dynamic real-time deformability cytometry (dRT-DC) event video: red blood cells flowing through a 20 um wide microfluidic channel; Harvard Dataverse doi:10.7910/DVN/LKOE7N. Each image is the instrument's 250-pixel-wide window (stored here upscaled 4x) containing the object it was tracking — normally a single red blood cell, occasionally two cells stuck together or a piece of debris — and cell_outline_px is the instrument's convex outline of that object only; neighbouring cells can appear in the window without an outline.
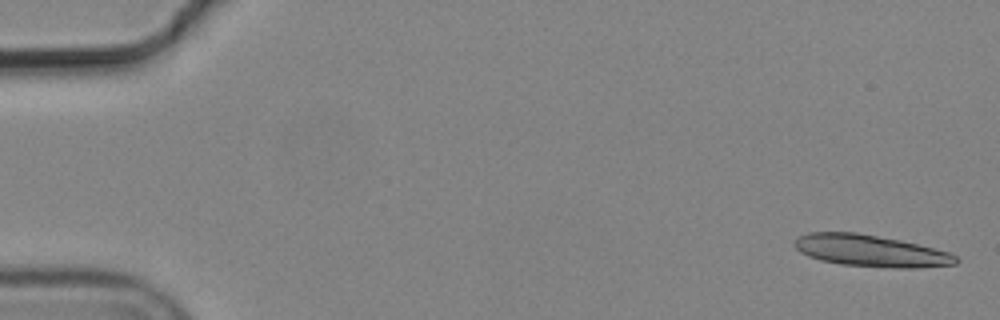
{"species": "common noctule bat (a hibernating species)", "species_latin": "Nyctalus noctula", "temperature_condition": "cold", "stored_images_in_passage": 7, "camera_frame_rate_fps": 3000, "um_per_image_px": 0.085, "animal": {"sex": "male", "body_mass_g": 19.2, "forearm_length_mm": 51.8}, "frame": {"image": 1, "passage_image": 1, "time_ms": 0.0, "image_size_px": [1000, 320], "cell_outline_px": [[960, 260], [956, 264], [916, 268], [900, 268], [840, 264], [820, 260], [808, 256], [800, 252], [792, 244], [792, 240], [796, 236], [808, 232], [856, 232], [900, 240], [948, 252], [956, 256]], "centroid_in_image_um": [73.93, 21.31], "position_along_channel_um": 11.1, "area_um2": 29.88}}
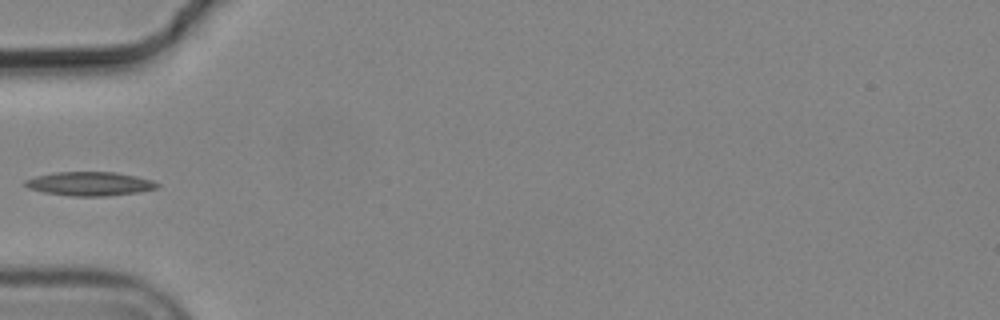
{"frame": {"image": 2, "passage_image": 6, "time_ms": 1.667, "image_size_px": [1000, 320], "cell_outline_px": [[160, 188], [140, 192], [108, 196], [72, 196], [44, 192], [28, 188], [24, 184], [24, 180], [36, 176], [52, 172], [116, 172], [136, 176], [152, 180], [160, 184]], "centroid_in_image_um": [7.66, 15.62], "position_along_channel_um": 77.3, "area_um2": 18.55}}
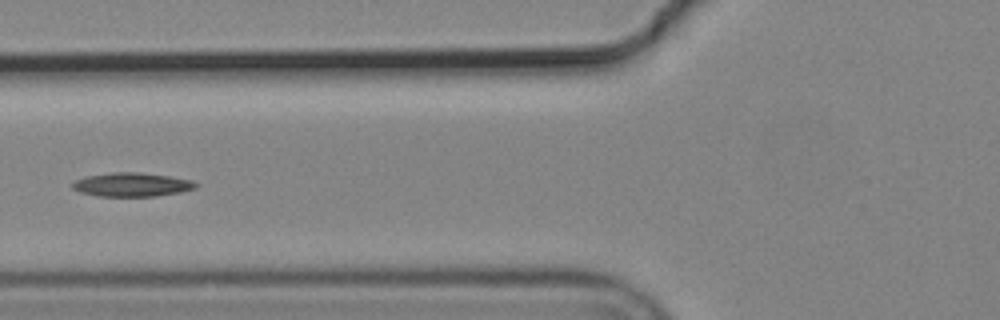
{"frame": {"image": 3, "passage_image": 7, "time_ms": 2.0, "image_size_px": [1000, 320], "cell_outline_px": [[200, 184], [196, 188], [180, 192], [156, 196], [100, 196], [80, 192], [72, 188], [72, 184], [76, 180], [88, 176], [112, 172], [140, 172], [168, 176], [192, 180]], "centroid_in_image_um": [11.25, 15.69], "position_along_channel_um": 114.6, "area_um2": 17.05}}